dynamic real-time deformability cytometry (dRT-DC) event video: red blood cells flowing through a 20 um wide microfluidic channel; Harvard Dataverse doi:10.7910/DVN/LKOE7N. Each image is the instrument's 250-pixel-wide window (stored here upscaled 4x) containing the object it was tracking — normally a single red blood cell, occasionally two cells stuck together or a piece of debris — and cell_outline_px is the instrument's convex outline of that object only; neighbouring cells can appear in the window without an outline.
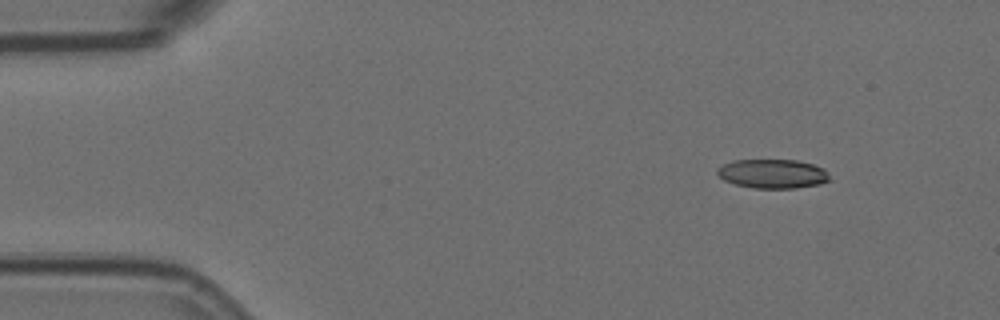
{"species": "Egyptian fruit bat (a non-hibernating species)", "species_latin": "Rousettus aegyptiacus", "temperature_condition": "room temperature", "stored_images_in_passage": 2, "camera_frame_rate_fps": 3000, "um_per_image_px": 0.085, "animal": {"sex": "female"}, "frame": {"image": 1, "passage_image": 1, "time_ms": 0.0, "image_size_px": [1000, 320], "cell_outline_px": [[828, 180], [820, 184], [796, 188], [752, 188], [736, 184], [724, 180], [716, 172], [716, 168], [732, 160], [796, 160], [812, 164], [824, 168], [828, 176]], "centroid_in_image_um": [65.65, 14.76], "position_along_channel_um": 19.4, "area_um2": 18.96}}